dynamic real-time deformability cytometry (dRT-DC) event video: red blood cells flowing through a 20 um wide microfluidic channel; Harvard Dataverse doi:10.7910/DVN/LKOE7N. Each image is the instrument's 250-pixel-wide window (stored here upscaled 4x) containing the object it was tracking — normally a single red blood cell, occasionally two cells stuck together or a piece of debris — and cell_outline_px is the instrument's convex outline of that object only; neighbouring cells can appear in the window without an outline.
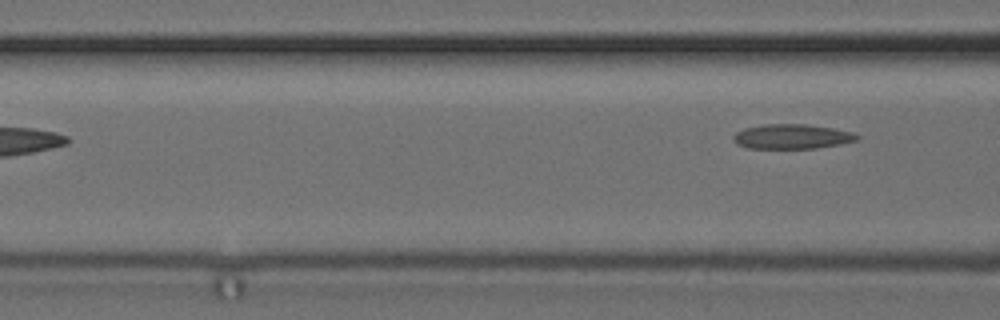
{"species": "common noctule bat (a hibernating species)", "species_latin": "Nyctalus noctula", "temperature_condition": "cold", "stored_images_in_passage": 5, "camera_frame_rate_fps": 3000, "um_per_image_px": 0.085, "animal": {"sex": "female", "body_mass_g": 24.6, "forearm_length_mm": 56.2}, "frame": {"image": 1, "passage_image": 5, "time_ms": 4.667, "image_size_px": [1000, 320], "cell_outline_px": [[860, 140], [840, 144], [816, 148], [748, 148], [736, 144], [732, 140], [732, 136], [736, 132], [744, 128], [764, 124], [808, 124], [832, 128], [852, 132], [860, 136]], "centroid_in_image_um": [67.31, 11.6], "position_along_channel_um": 99.3, "area_um2": 17.92}}